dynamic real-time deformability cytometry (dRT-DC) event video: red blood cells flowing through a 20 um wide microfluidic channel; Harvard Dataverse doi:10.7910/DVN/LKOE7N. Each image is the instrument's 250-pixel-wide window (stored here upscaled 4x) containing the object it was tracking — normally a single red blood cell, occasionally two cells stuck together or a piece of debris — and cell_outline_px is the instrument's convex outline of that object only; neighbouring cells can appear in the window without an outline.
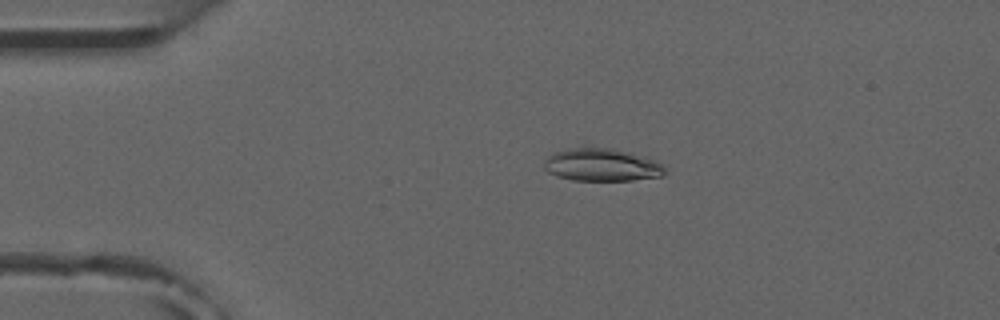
{"species": "common noctule bat (a hibernating species)", "species_latin": "Nyctalus noctula", "temperature_condition": "room temperature", "stored_images_in_passage": 5, "camera_frame_rate_fps": 3000, "um_per_image_px": 0.085, "animal": {"sex": "male", "forearm_length_mm": 52.5}, "frame": {"image": 1, "passage_image": 4, "time_ms": 3.333, "image_size_px": [1000, 320], "cell_outline_px": [[668, 172], [664, 176], [632, 180], [572, 180], [556, 176], [548, 172], [544, 168], [544, 160], [552, 152], [584, 140], [612, 148], [652, 160], [660, 164]], "centroid_in_image_um": [51.01, 13.93], "position_along_channel_um": 34.0, "area_um2": 24.28}}